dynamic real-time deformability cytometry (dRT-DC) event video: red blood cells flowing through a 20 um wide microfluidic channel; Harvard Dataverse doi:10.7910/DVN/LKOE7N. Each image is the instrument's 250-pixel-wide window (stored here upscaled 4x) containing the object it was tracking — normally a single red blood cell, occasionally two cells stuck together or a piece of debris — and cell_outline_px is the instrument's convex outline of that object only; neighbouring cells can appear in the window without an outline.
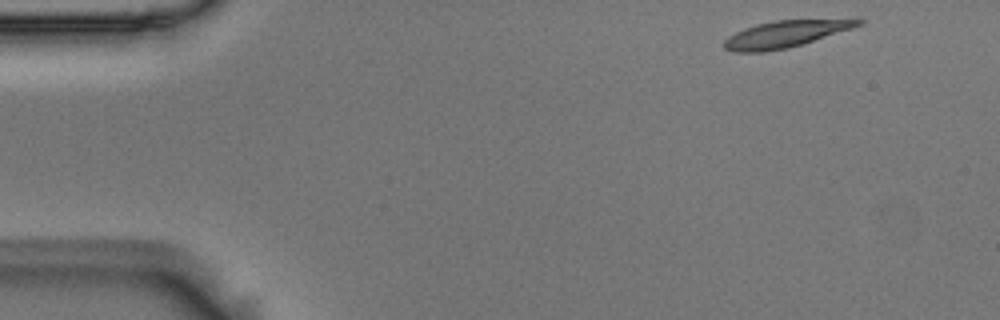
{"species": "Egyptian fruit bat (a non-hibernating species)", "species_latin": "Rousettus aegyptiacus", "temperature_condition": "room temperature", "stored_images_in_passage": 50, "camera_frame_rate_fps": 3000, "um_per_image_px": 0.085, "animal": {"sex": "male"}, "frame": {"image": 1, "passage_image": 1, "time_ms": 0.0, "image_size_px": [1000, 320], "cell_outline_px": [[864, 24], [852, 28], [788, 48], [764, 52], [732, 52], [724, 48], [724, 40], [728, 36], [744, 28], [756, 24], [776, 20], [856, 16], [860, 16], [864, 20]], "centroid_in_image_um": [66.91, 2.83], "position_along_channel_um": 18.1, "area_um2": 21.79}}
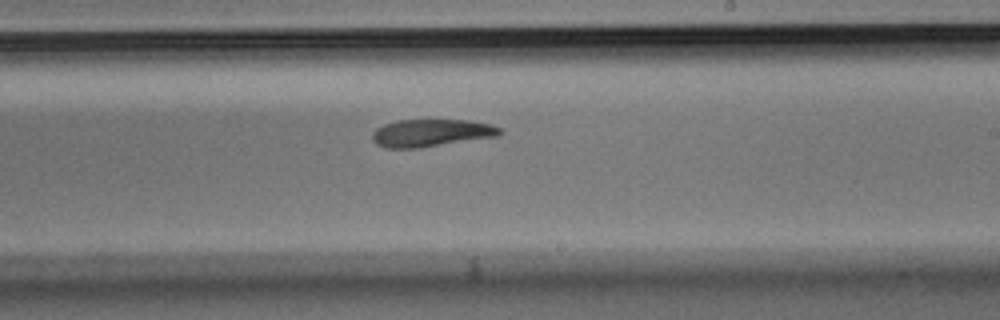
{"frame": {"image": 2, "passage_image": 28, "time_ms": 9.0, "image_size_px": [1000, 320], "cell_outline_px": [[504, 132], [500, 136], [420, 148], [384, 148], [376, 144], [372, 140], [372, 132], [376, 128], [384, 124], [396, 120], [472, 120], [492, 124], [500, 128]], "centroid_in_image_um": [36.68, 11.3], "position_along_channel_um": 252.3, "area_um2": 20.81}}
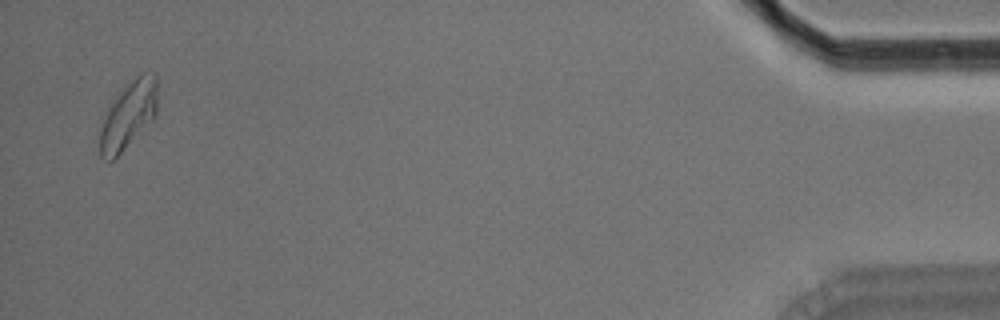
{"frame": {"image": 3, "passage_image": 49, "time_ms": 16.0, "image_size_px": [1000, 320], "cell_outline_px": [[156, 116], [112, 160], [104, 160], [100, 156], [100, 132], [104, 120], [112, 104], [124, 88], [140, 72], [156, 72]], "centroid_in_image_um": [10.95, 9.76], "position_along_channel_um": 424.3, "area_um2": 21.68}, "authors_computed_cell_mechanics": {"area_um2": 21.3282, "velocity_mm_per_s": 3.6601, "shape_relaxation_time_tau1_ms": 7.6396, "shape_relaxation_time_tau2_ms": 4.8007, "deformation_change_tau1": 0.1873, "deformation_change_tau2": 0.1149}}